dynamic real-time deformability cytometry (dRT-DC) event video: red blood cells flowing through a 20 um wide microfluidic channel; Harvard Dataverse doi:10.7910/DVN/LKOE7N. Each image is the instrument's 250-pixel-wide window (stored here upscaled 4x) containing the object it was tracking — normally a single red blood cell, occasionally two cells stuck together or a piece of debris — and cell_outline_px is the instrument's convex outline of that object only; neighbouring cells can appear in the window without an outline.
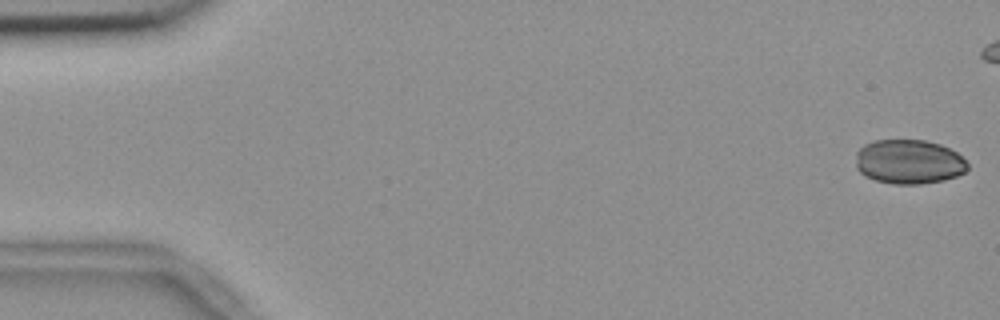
{"species": "common noctule bat (a hibernating species)", "species_latin": "Nyctalus noctula", "temperature_condition": "room temperature", "stored_images_in_passage": 45, "camera_frame_rate_fps": 3000, "um_per_image_px": 0.085, "animal": {"sex": "female", "body_mass_g": 18.4}, "frame": {"image": 1, "passage_image": 1, "time_ms": 0.0, "image_size_px": [1000, 320], "cell_outline_px": [[968, 168], [964, 172], [956, 176], [944, 180], [920, 184], [892, 184], [876, 180], [864, 176], [856, 168], [856, 152], [864, 144], [876, 140], [924, 140], [940, 144], [956, 152], [968, 164]], "centroid_in_image_um": [77.23, 13.75], "position_along_channel_um": 7.8, "area_um2": 28.96}}
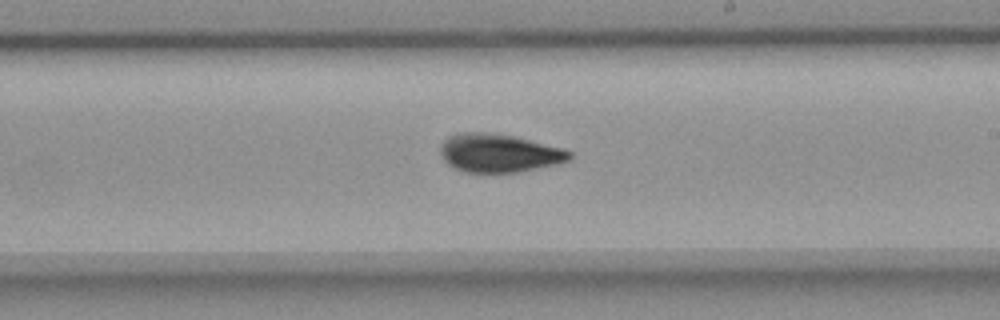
{"frame": {"image": 2, "passage_image": 32, "time_ms": 10.333, "image_size_px": [1000, 320], "cell_outline_px": [[572, 160], [560, 164], [520, 172], [464, 172], [448, 164], [444, 160], [440, 152], [440, 144], [448, 136], [460, 132], [488, 132], [516, 136], [564, 148], [572, 152]], "centroid_in_image_um": [42.46, 13.0], "position_along_channel_um": 246.5, "area_um2": 29.36}}
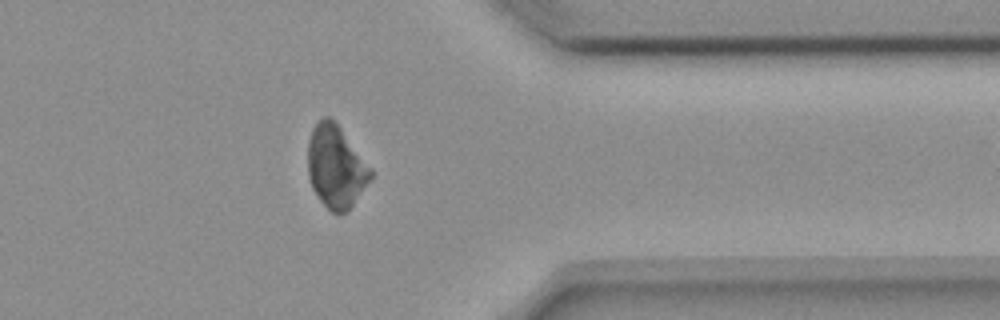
{"frame": {"image": 3, "passage_image": 44, "time_ms": 14.333, "image_size_px": [1000, 320], "cell_outline_px": [[372, 176], [348, 212], [336, 216], [320, 200], [312, 188], [308, 176], [308, 140], [312, 128], [324, 116], [328, 116], [340, 128], [372, 168]], "centroid_in_image_um": [28.54, 14.21], "position_along_channel_um": 382.9, "area_um2": 30.11}}